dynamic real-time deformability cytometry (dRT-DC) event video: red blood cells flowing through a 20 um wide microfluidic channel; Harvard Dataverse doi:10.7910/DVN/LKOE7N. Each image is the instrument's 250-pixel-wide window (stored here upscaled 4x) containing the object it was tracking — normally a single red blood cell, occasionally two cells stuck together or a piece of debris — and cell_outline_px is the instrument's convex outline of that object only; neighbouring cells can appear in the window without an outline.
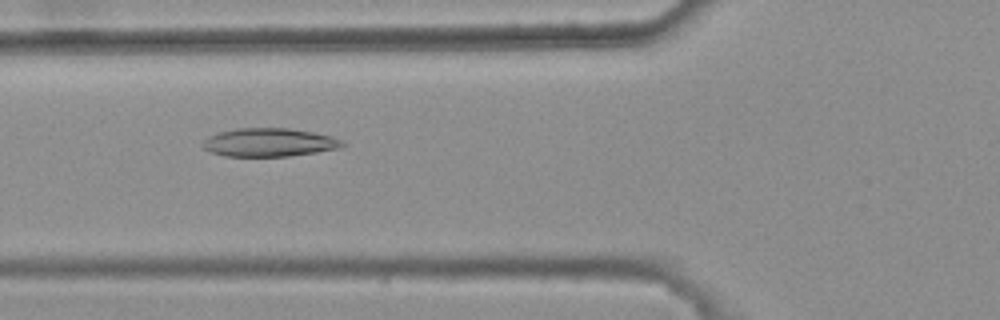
{"species": "common noctule bat (a hibernating species)", "species_latin": "Nyctalus noctula", "temperature_condition": "warm", "stored_images_in_passage": 47, "camera_frame_rate_fps": 3000, "um_per_image_px": 0.085, "animal": {"sex": "female", "body_mass_g": 25.1}, "frame": {"image": 1, "passage_image": 19, "time_ms": 6.0, "image_size_px": [1000, 320], "cell_outline_px": [[348, 144], [340, 148], [316, 152], [288, 156], [224, 156], [212, 152], [204, 148], [200, 144], [208, 136], [216, 132], [236, 128], [292, 128], [332, 136]], "centroid_in_image_um": [22.86, 12.09], "position_along_channel_um": 102.9, "area_um2": 23.24}}
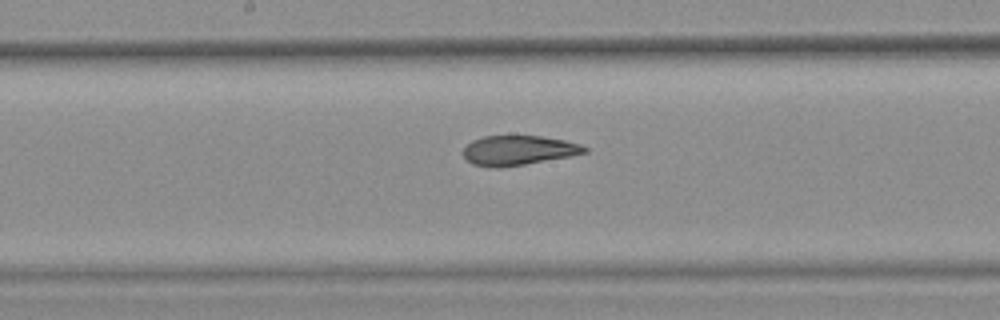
{"frame": {"image": 2, "passage_image": 27, "time_ms": 8.667, "image_size_px": [1000, 320], "cell_outline_px": [[588, 152], [568, 156], [524, 164], [496, 168], [472, 164], [464, 156], [464, 148], [472, 140], [484, 136], [540, 136], [564, 140], [580, 144], [588, 148]], "centroid_in_image_um": [44.05, 12.77], "position_along_channel_um": 204.1, "area_um2": 20.63}}
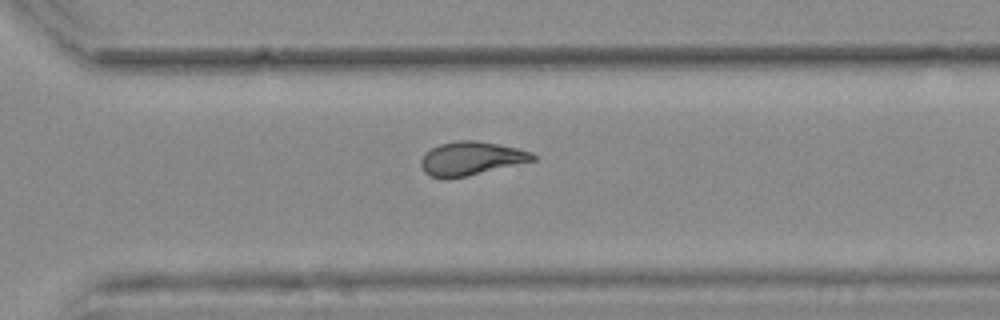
{"frame": {"image": 3, "passage_image": 37, "time_ms": 12.0, "image_size_px": [1000, 320], "cell_outline_px": [[536, 160], [464, 176], [444, 180], [428, 176], [424, 172], [420, 164], [420, 160], [424, 152], [440, 144], [456, 140], [476, 140], [516, 148], [532, 152], [536, 156]], "centroid_in_image_um": [39.97, 13.47], "position_along_channel_um": 330.6, "area_um2": 21.91}, "authors_computed_cell_mechanics": {"area_um2": 22.1952, "velocity_mm_per_s": 3.7932, "shape_relaxation_time_tau1_ms": null, "shape_relaxation_time_tau2_ms": 2.5946, "deformation_change_tau1": null, "deformation_change_tau2": 0.0901}}